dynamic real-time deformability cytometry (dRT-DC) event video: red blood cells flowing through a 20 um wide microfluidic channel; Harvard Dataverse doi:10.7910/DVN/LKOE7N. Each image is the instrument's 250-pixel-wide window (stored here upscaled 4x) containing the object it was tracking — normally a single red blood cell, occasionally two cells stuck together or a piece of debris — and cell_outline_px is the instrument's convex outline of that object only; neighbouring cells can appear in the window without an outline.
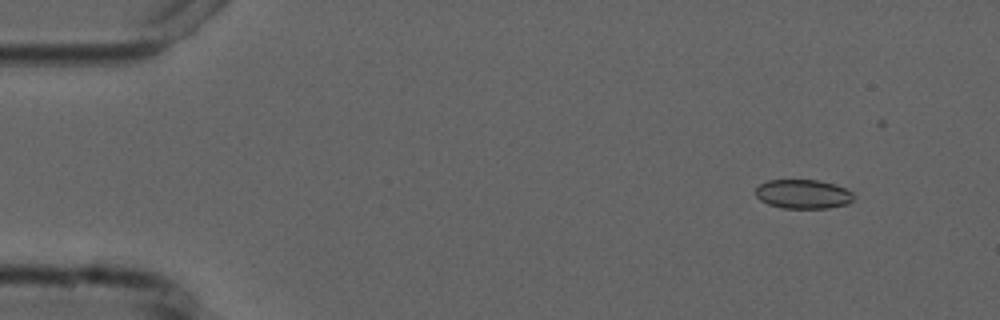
{"species": "common noctule bat (a hibernating species)", "species_latin": "Nyctalus noctula", "temperature_condition": "cold", "stored_images_in_passage": 4, "camera_frame_rate_fps": 3000, "um_per_image_px": 0.085, "animal": {"sex": "male", "forearm_length_mm": 52.5}, "frame": {"image": 1, "passage_image": 1, "time_ms": 0.0, "image_size_px": [1000, 320], "cell_outline_px": [[852, 200], [848, 204], [828, 208], [780, 208], [768, 204], [760, 200], [756, 196], [756, 188], [760, 184], [768, 180], [820, 180], [836, 184], [852, 192]], "centroid_in_image_um": [68.25, 16.5], "position_along_channel_um": 16.7, "area_um2": 16.7}}
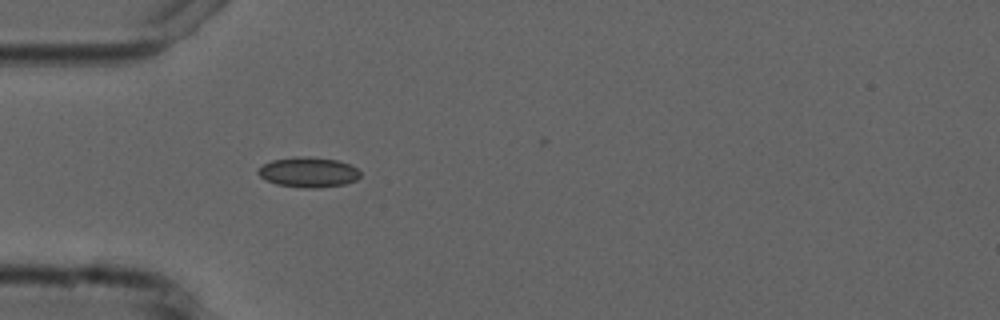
{"frame": {"image": 2, "passage_image": 4, "time_ms": 3.667, "image_size_px": [1000, 320], "cell_outline_px": [[360, 176], [356, 180], [344, 184], [320, 188], [304, 188], [276, 184], [260, 176], [256, 172], [264, 164], [272, 160], [296, 156], [308, 156], [336, 160], [348, 164], [356, 168], [360, 172]], "centroid_in_image_um": [26.21, 14.64], "position_along_channel_um": 58.8, "area_um2": 17.86}}